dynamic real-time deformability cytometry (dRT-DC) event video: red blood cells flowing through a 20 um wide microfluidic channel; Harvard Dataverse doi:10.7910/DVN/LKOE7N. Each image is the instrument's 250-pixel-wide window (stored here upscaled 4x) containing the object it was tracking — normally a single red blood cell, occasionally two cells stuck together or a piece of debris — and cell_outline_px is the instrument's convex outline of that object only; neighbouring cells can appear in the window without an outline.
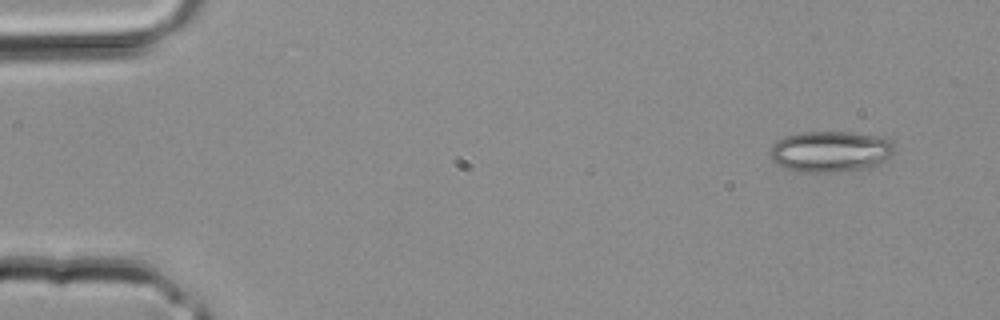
{"species": "common noctule bat (a hibernating species)", "species_latin": "Nyctalus noctula", "temperature_condition": "room temperature", "stored_images_in_passage": 4, "segment_of_instrument_passage": [2, 2], "camera_frame_rate_fps": 3000, "um_per_image_px": 0.085, "animal": {"sex": "male", "body_mass_g": 20.4}, "frame": {"image": 1, "passage_image": 4, "time_ms": 1.0, "image_size_px": [1000, 320], "cell_outline_px": [[896, 152], [892, 156], [876, 164], [864, 168], [840, 172], [800, 172], [784, 168], [776, 164], [772, 160], [768, 152], [772, 144], [776, 140], [784, 136], [804, 132], [848, 132], [884, 136], [892, 140]], "centroid_in_image_um": [70.58, 12.87], "position_along_channel_um": 14.4, "area_um2": 30.23}}